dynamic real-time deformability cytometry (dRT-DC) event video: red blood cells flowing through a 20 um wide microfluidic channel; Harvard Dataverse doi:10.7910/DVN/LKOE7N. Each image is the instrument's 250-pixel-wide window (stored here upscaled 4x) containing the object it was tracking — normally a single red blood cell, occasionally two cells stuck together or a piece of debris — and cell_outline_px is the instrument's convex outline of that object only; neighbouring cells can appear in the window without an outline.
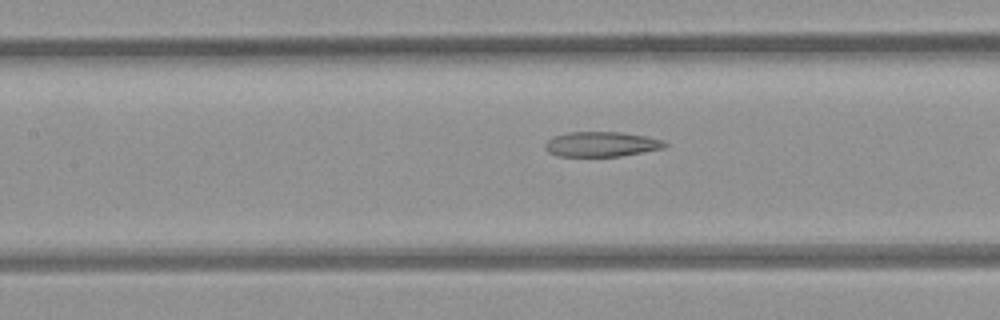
{"species": "common noctule bat (a hibernating species)", "species_latin": "Nyctalus noctula", "temperature_condition": "room temperature", "stored_images_in_passage": 34, "camera_frame_rate_fps": 3000, "um_per_image_px": 0.085, "animal": {"sex": "female", "body_mass_g": 21.9}, "frame": {"image": 1, "passage_image": 17, "time_ms": 5.333, "image_size_px": [1000, 320], "cell_outline_px": [[668, 144], [664, 148], [620, 156], [556, 156], [548, 152], [544, 148], [544, 144], [548, 140], [556, 136], [568, 132], [620, 132], [648, 136], [664, 140]], "centroid_in_image_um": [51.13, 12.25], "position_along_channel_um": 156.3, "area_um2": 17.46}}
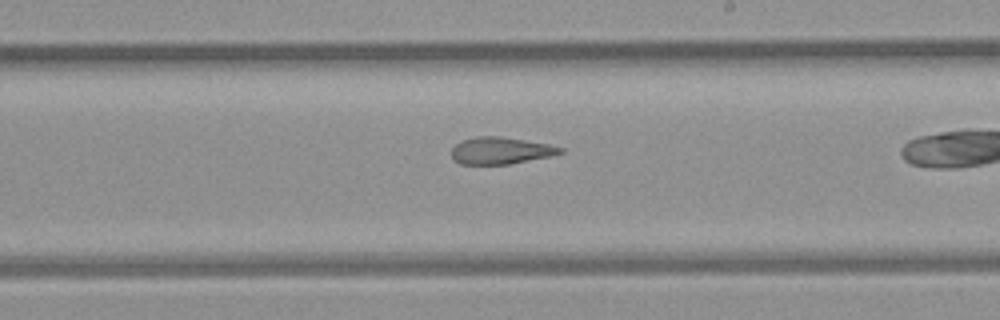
{"frame": {"image": 2, "passage_image": 24, "time_ms": 7.667, "image_size_px": [1000, 320], "cell_outline_px": [[564, 152], [548, 156], [508, 164], [460, 164], [452, 160], [452, 148], [456, 144], [464, 140], [476, 136], [500, 136], [548, 144], [564, 148]], "centroid_in_image_um": [42.52, 12.8], "position_along_channel_um": 246.5, "area_um2": 16.88}}
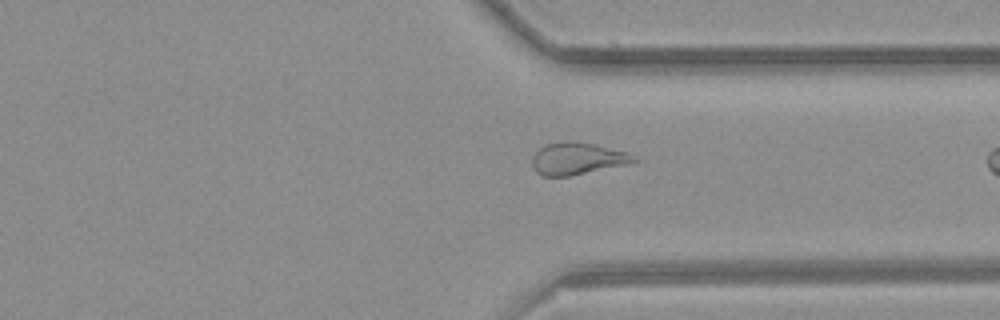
{"frame": {"image": 3, "passage_image": 33, "time_ms": 10.667, "image_size_px": [1000, 320], "cell_outline_px": [[640, 160], [624, 164], [568, 176], [540, 176], [536, 172], [532, 164], [532, 156], [544, 144], [568, 140], [572, 140], [592, 144], [628, 152], [636, 156]], "centroid_in_image_um": [49.03, 13.46], "position_along_channel_um": 362.4, "area_um2": 18.84}}